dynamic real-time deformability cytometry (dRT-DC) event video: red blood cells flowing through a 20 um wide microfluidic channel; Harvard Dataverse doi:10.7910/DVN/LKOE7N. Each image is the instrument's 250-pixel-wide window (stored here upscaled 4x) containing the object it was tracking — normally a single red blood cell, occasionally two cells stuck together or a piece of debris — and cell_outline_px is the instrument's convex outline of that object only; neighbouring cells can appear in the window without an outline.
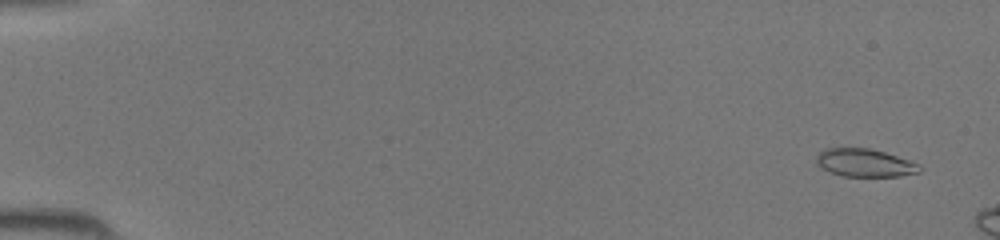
{"species": "common noctule bat (a hibernating species)", "species_latin": "Nyctalus noctula", "temperature_condition": "room temperature", "stored_images_in_passage": 12, "camera_frame_rate_fps": 3000, "um_per_image_px": 0.085, "animal": {"sex": "female", "body_mass_g": 19.5, "forearm_length_mm": 54.1}, "frame": {"image": 1, "passage_image": 3, "time_ms": 0.667, "image_size_px": [1000, 240], "cell_outline_px": [[924, 168], [920, 172], [900, 176], [840, 176], [816, 164], [816, 152], [824, 148], [868, 148], [884, 152], [920, 164]], "centroid_in_image_um": [73.5, 13.83], "position_along_channel_um": 11.5, "area_um2": 16.88}}